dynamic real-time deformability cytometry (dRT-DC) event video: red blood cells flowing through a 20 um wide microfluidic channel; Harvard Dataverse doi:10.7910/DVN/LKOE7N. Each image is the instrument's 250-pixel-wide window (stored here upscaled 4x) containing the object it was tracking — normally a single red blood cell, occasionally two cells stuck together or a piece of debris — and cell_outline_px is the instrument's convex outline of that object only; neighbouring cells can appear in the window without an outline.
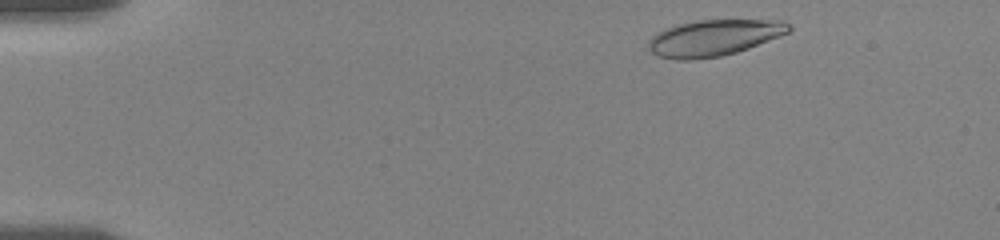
{"species": "human", "species_latin": "Homo sapiens", "temperature_condition": "room temperature", "stored_images_in_passage": 18, "camera_frame_rate_fps": 3000, "um_per_image_px": 0.085, "donor": {"sex": "female"}, "frame": {"image": 1, "passage_image": 3, "time_ms": 0.667, "image_size_px": [1000, 240], "cell_outline_px": [[792, 28], [788, 32], [780, 36], [748, 48], [736, 52], [720, 56], [688, 60], [676, 60], [660, 56], [652, 52], [648, 48], [648, 40], [656, 32], [664, 28], [676, 24], [700, 20], [784, 20]], "centroid_in_image_um": [60.65, 3.2], "position_along_channel_um": 24.4, "area_um2": 29.59}}
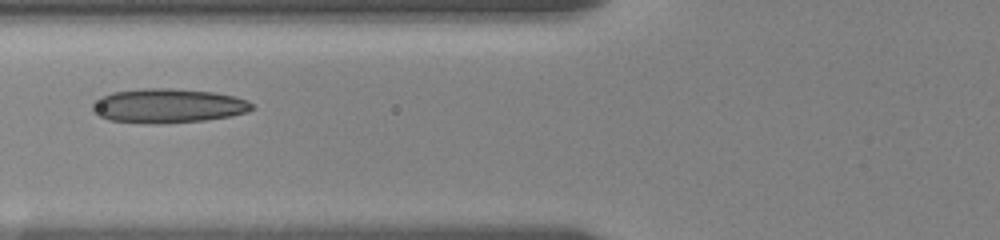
{"frame": {"image": 2, "passage_image": 15, "time_ms": 5.667, "image_size_px": [1000, 240], "cell_outline_px": [[252, 108], [248, 112], [232, 116], [204, 120], [160, 124], [152, 124], [108, 120], [92, 112], [92, 104], [100, 96], [112, 92], [144, 88], [172, 88], [212, 92], [236, 96], [248, 100], [252, 104]], "centroid_in_image_um": [14.27, 8.99], "position_along_channel_um": 111.5, "area_um2": 32.08}}
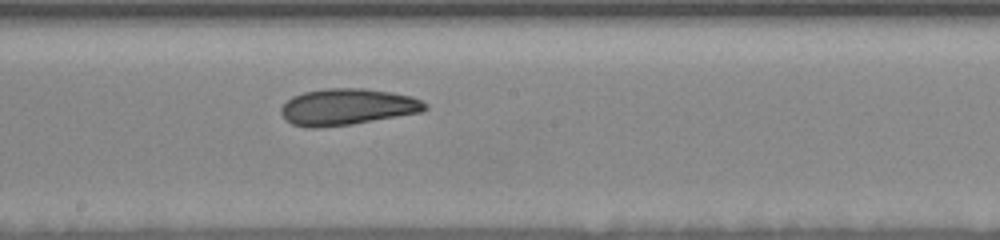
{"frame": {"image": 3, "passage_image": 18, "time_ms": 8.667, "image_size_px": [1000, 240], "cell_outline_px": [[428, 108], [420, 112], [352, 124], [312, 128], [308, 128], [292, 124], [284, 120], [280, 112], [280, 108], [292, 96], [304, 92], [324, 88], [364, 88], [392, 92], [412, 96], [428, 104]], "centroid_in_image_um": [29.49, 9.08], "position_along_channel_um": 218.7, "area_um2": 30.63}}